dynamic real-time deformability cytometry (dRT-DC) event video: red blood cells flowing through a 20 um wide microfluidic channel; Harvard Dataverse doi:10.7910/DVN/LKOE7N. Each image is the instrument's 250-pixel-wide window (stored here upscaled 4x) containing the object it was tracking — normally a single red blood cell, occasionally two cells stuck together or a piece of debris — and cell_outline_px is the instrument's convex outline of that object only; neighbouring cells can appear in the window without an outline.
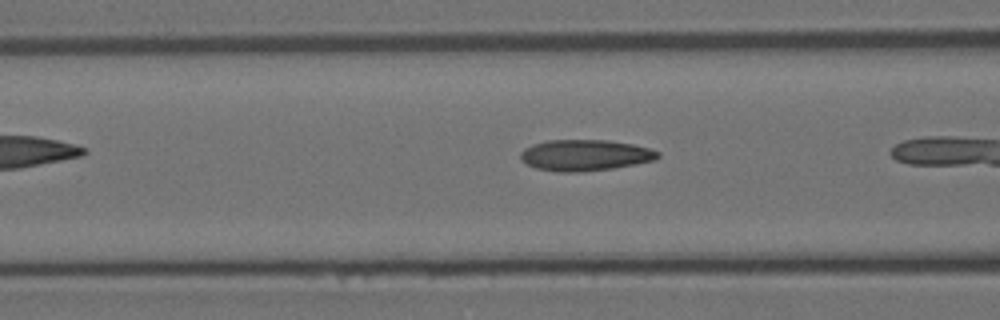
{"species": "Egyptian fruit bat (a non-hibernating species)", "species_latin": "Rousettus aegyptiacus", "temperature_condition": "room temperature", "stored_images_in_passage": 7, "camera_frame_rate_fps": 3000, "um_per_image_px": 0.085, "animal": {"sex": "female"}, "frame": {"image": 1, "passage_image": 5, "time_ms": 1.333, "image_size_px": [1000, 320], "cell_outline_px": [[660, 156], [656, 160], [636, 164], [612, 168], [580, 172], [556, 172], [536, 168], [520, 160], [520, 152], [524, 148], [532, 144], [548, 140], [608, 140], [632, 144], [648, 148], [660, 152]], "centroid_in_image_um": [49.71, 13.19], "position_along_channel_um": 116.9, "area_um2": 25.03}}